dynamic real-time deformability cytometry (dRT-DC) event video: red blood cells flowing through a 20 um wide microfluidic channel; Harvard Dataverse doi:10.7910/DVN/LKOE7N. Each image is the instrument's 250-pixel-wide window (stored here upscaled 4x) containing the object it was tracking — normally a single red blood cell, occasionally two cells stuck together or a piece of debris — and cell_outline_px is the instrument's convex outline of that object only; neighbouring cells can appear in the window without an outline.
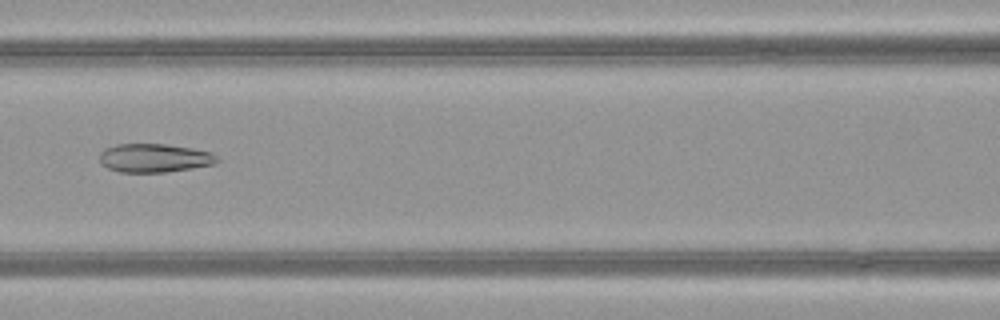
{"species": "common noctule bat (a hibernating species)", "species_latin": "Nyctalus noctula", "temperature_condition": "warm", "stored_images_in_passage": 49, "camera_frame_rate_fps": 3000, "um_per_image_px": 0.085, "animal": {"sex": "female", "body_mass_g": 21.9}, "frame": {"image": 1, "passage_image": 21, "time_ms": 6.667, "image_size_px": [1000, 320], "cell_outline_px": [[220, 160], [216, 164], [192, 168], [164, 172], [120, 172], [108, 168], [100, 164], [100, 152], [104, 148], [116, 144], [168, 144], [192, 148], [212, 152]], "centroid_in_image_um": [13.12, 13.42], "position_along_channel_um": 153.5, "area_um2": 19.77}}
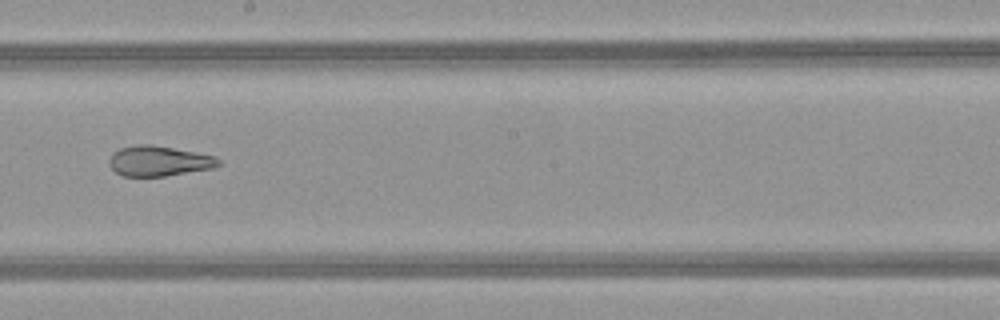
{"frame": {"image": 2, "passage_image": 27, "time_ms": 8.667, "image_size_px": [1000, 320], "cell_outline_px": [[220, 164], [212, 168], [164, 176], [124, 176], [116, 172], [108, 164], [108, 160], [112, 152], [120, 148], [136, 144], [152, 144], [216, 156], [220, 160]], "centroid_in_image_um": [13.47, 13.67], "position_along_channel_um": 234.7, "area_um2": 19.25}}
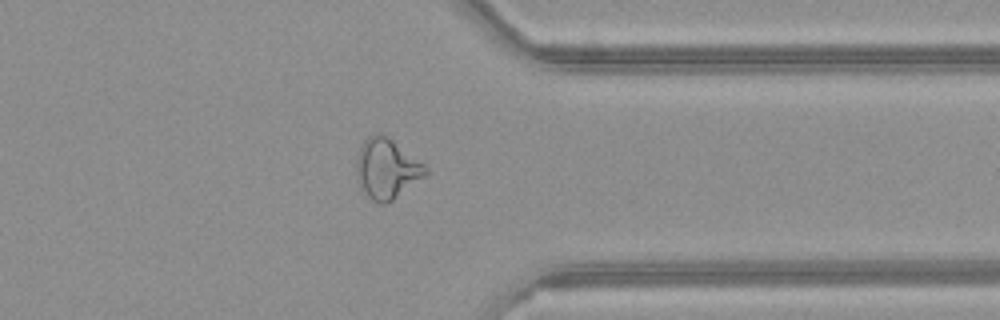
{"frame": {"image": 3, "passage_image": 38, "time_ms": 12.333, "image_size_px": [1000, 320], "cell_outline_px": [[428, 172], [424, 176], [392, 200], [384, 204], [380, 204], [372, 200], [364, 192], [360, 184], [356, 172], [356, 160], [360, 148], [364, 140], [368, 136], [384, 136], [392, 140], [424, 164]], "centroid_in_image_um": [32.85, 14.36], "position_along_channel_um": 378.5, "area_um2": 23.35}, "authors_computed_cell_mechanics": {"area_um2": 24.4494, "velocity_mm_per_s": 4.0741, "shape_relaxation_time_tau1_ms": null, "shape_relaxation_time_tau2_ms": 1.6469, "deformation_change_tau1": null, "deformation_change_tau2": 0.0908}}